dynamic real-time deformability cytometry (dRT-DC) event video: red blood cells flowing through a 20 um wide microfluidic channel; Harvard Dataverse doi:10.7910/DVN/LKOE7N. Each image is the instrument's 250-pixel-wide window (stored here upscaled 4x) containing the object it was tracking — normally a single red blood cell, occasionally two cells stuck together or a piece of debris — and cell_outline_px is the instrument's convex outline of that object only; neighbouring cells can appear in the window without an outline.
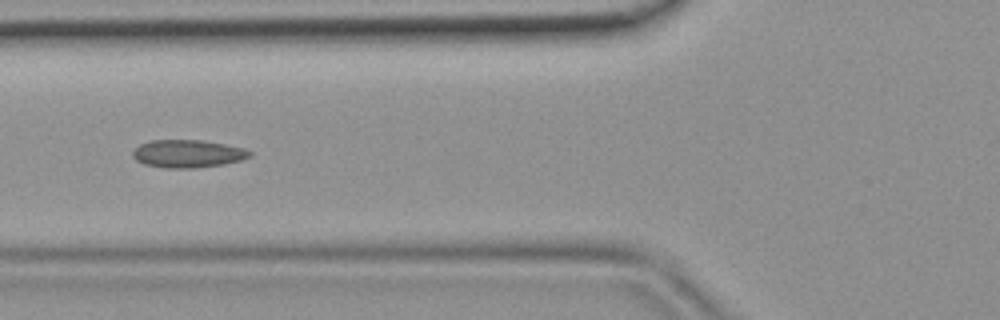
{"species": "common noctule bat (a hibernating species)", "species_latin": "Nyctalus noctula", "temperature_condition": "room temperature", "stored_images_in_passage": 42, "camera_frame_rate_fps": 3000, "um_per_image_px": 0.085, "animal": {"sex": "female", "body_mass_g": 19.9}, "frame": {"image": 1, "passage_image": 14, "time_ms": 4.333, "image_size_px": [1000, 320], "cell_outline_px": [[252, 156], [240, 160], [224, 164], [196, 168], [164, 168], [144, 164], [136, 160], [132, 156], [132, 152], [140, 144], [148, 140], [200, 140], [224, 144], [244, 148], [252, 152]], "centroid_in_image_um": [15.94, 13.07], "position_along_channel_um": 109.9, "area_um2": 19.02}}
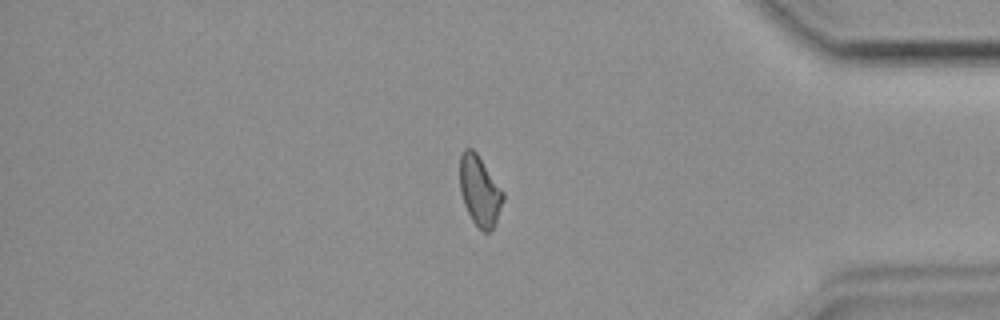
{"frame": {"image": 2, "passage_image": 35, "time_ms": 11.333, "image_size_px": [1000, 320], "cell_outline_px": [[504, 200], [496, 224], [488, 232], [484, 232], [472, 220], [464, 204], [460, 192], [460, 156], [464, 148], [472, 148], [476, 152], [504, 192]], "centroid_in_image_um": [40.78, 16.22], "position_along_channel_um": 394.4, "area_um2": 17.63}}
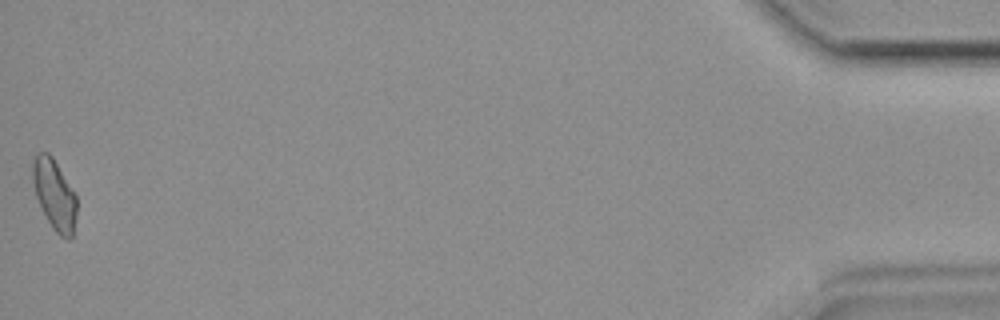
{"frame": {"image": 3, "passage_image": 42, "time_ms": 13.667, "image_size_px": [1000, 320], "cell_outline_px": [[76, 216], [72, 236], [68, 240], [60, 236], [52, 228], [36, 196], [32, 180], [32, 160], [36, 152], [48, 152], [52, 156], [76, 196]], "centroid_in_image_um": [4.61, 16.52], "position_along_channel_um": 430.6, "area_um2": 17.86}}